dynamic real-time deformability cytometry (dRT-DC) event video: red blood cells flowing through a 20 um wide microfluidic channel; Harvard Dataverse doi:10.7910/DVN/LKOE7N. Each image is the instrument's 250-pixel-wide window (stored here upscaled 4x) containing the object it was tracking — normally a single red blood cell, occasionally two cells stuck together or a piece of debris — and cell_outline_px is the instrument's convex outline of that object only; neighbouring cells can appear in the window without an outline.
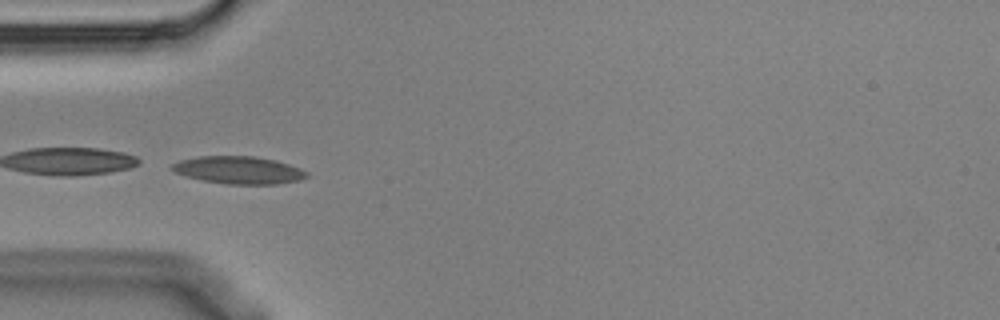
{"species": "Egyptian fruit bat (a non-hibernating species)", "species_latin": "Rousettus aegyptiacus", "temperature_condition": "cold", "stored_images_in_passage": 5, "camera_frame_rate_fps": 3000, "um_per_image_px": 0.085, "animal": {"sex": "male"}, "frame": {"image": 1, "passage_image": 5, "time_ms": 1.333, "image_size_px": [1000, 320], "cell_outline_px": [[308, 176], [300, 180], [276, 184], [224, 184], [204, 180], [188, 176], [176, 172], [168, 168], [172, 164], [180, 160], [200, 156], [256, 156], [276, 160], [300, 168], [308, 172]], "centroid_in_image_um": [20.31, 14.45], "position_along_channel_um": 64.7, "area_um2": 21.56}}